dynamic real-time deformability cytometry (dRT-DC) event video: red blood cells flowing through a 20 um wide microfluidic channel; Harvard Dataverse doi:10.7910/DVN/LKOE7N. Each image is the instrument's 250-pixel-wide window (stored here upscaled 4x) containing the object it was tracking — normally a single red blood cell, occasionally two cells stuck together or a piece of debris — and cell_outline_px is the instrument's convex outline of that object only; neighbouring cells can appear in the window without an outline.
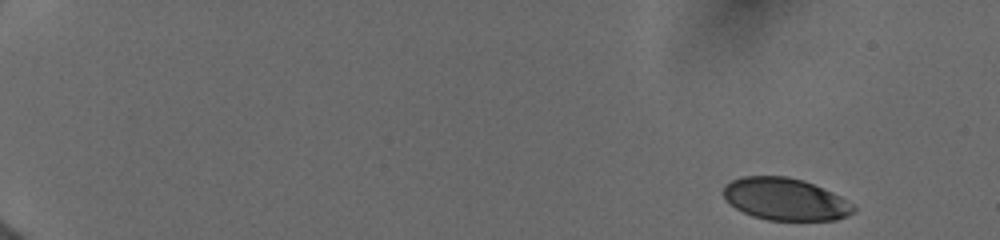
{"species": "human", "species_latin": "Homo sapiens", "temperature_condition": "cold", "stored_images_in_passage": 16, "camera_frame_rate_fps": 3000, "um_per_image_px": 0.085, "donor": {"sex": "female"}, "frame": {"image": 1, "passage_image": 1, "time_ms": 0.0, "image_size_px": [1000, 240], "cell_outline_px": [[856, 208], [848, 216], [836, 220], [768, 220], [752, 216], [736, 208], [724, 196], [724, 184], [732, 180], [744, 176], [788, 176], [804, 180], [832, 192], [840, 196], [852, 204]], "centroid_in_image_um": [66.76, 16.92], "position_along_channel_um": 18.2, "area_um2": 31.85}}
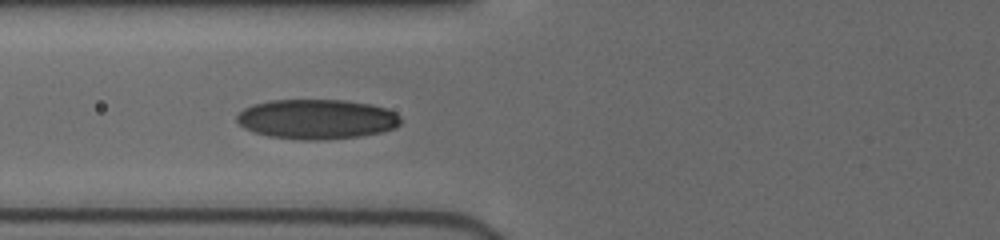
{"frame": {"image": 2, "passage_image": 14, "time_ms": 6.333, "image_size_px": [1000, 240], "cell_outline_px": [[400, 124], [396, 128], [380, 132], [360, 136], [316, 140], [300, 140], [268, 136], [252, 132], [244, 128], [236, 120], [236, 116], [244, 108], [252, 104], [268, 100], [344, 100], [372, 104], [396, 112], [400, 116]], "centroid_in_image_um": [26.9, 10.12], "position_along_channel_um": 98.9, "area_um2": 38.21}}
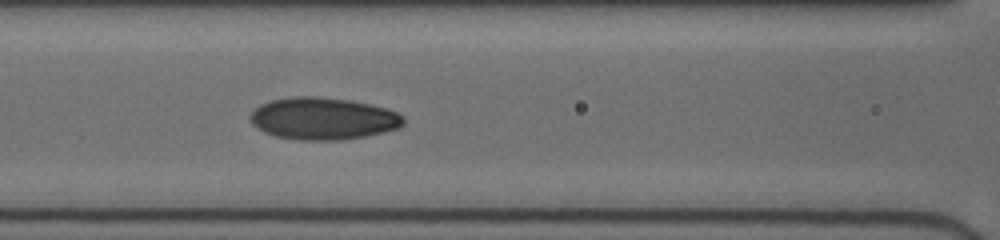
{"frame": {"image": 3, "passage_image": 16, "time_ms": 7.333, "image_size_px": [1000, 240], "cell_outline_px": [[404, 124], [400, 128], [384, 132], [344, 140], [296, 140], [276, 136], [264, 132], [252, 124], [248, 116], [260, 104], [272, 100], [292, 96], [316, 96], [348, 100], [368, 104], [384, 108], [396, 112], [404, 116]], "centroid_in_image_um": [27.45, 10.08], "position_along_channel_um": 139.2, "area_um2": 37.69}}